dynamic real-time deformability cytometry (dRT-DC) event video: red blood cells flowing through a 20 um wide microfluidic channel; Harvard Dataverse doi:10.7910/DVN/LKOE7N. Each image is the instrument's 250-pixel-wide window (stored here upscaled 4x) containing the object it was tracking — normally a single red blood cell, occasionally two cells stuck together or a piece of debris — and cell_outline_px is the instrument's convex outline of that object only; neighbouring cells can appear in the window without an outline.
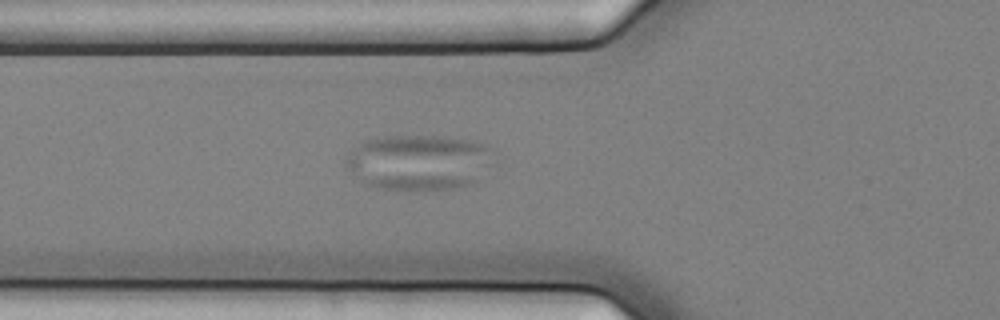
{"species": "common noctule bat (a hibernating species)", "species_latin": "Nyctalus noctula", "temperature_condition": "cold", "stored_images_in_passage": 45, "camera_frame_rate_fps": 3000, "um_per_image_px": 0.085, "animal": {"sex": "female", "body_mass_g": 25.1}, "frame": {"image": 1, "passage_image": 10, "time_ms": 3.0, "image_size_px": [1000, 320], "cell_outline_px": [[500, 164], [472, 184], [460, 188], [408, 192], [380, 188], [364, 184], [348, 168], [344, 160], [364, 140], [388, 136], [436, 136], [468, 140], [484, 144], [492, 152]], "centroid_in_image_um": [35.73, 13.84], "position_along_channel_um": 90.1, "area_um2": 48.96}}
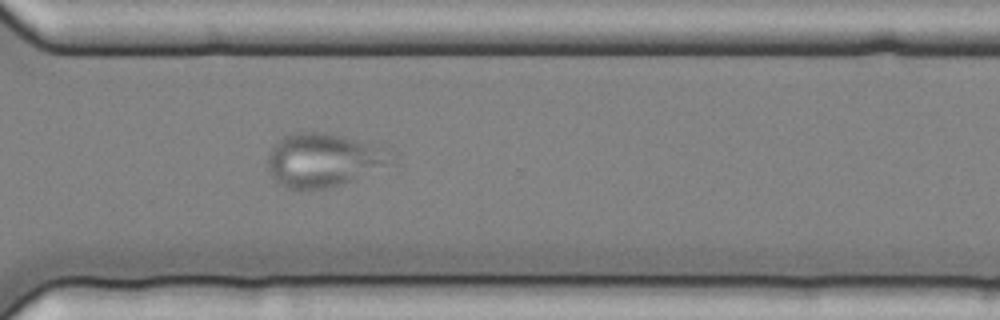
{"frame": {"image": 2, "passage_image": 31, "time_ms": 10.0, "image_size_px": [1000, 320], "cell_outline_px": [[396, 164], [352, 180], [340, 184], [324, 188], [288, 188], [280, 184], [268, 172], [268, 152], [284, 136], [296, 132], [324, 132], [356, 140], [380, 148], [396, 156]], "centroid_in_image_um": [27.51, 13.61], "position_along_channel_um": 343.1, "area_um2": 38.09}}
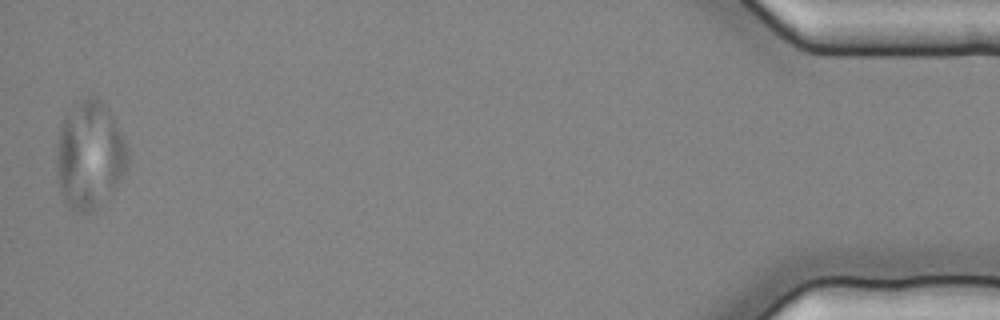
{"frame": {"image": 3, "passage_image": 45, "time_ms": 14.667, "image_size_px": [1000, 320], "cell_outline_px": [[128, 168], [92, 212], [76, 212], [68, 208], [60, 192], [56, 176], [56, 156], [60, 128], [64, 116], [80, 100], [88, 96], [96, 96], [104, 100], [128, 148]], "centroid_in_image_um": [7.59, 13.16], "position_along_channel_um": 427.6, "area_um2": 44.45}}